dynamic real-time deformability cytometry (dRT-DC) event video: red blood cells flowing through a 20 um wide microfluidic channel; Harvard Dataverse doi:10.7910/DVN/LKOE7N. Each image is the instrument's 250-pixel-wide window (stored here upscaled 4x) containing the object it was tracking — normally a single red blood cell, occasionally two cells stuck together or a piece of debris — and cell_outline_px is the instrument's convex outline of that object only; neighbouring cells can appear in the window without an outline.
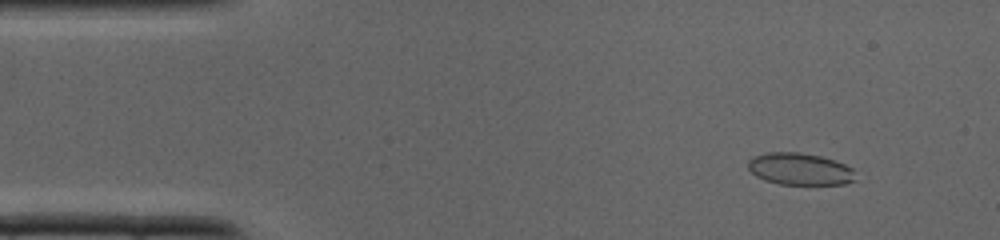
{"species": "common noctule bat (a hibernating species)", "species_latin": "Nyctalus noctula", "temperature_condition": "cold", "stored_images_in_passage": 8, "camera_frame_rate_fps": 3000, "um_per_image_px": 0.085, "animal": {"sex": "male", "body_mass_g": 19.0, "forearm_length_mm": 50.8}, "frame": {"image": 1, "passage_image": 4, "time_ms": 1.0, "image_size_px": [1000, 240], "cell_outline_px": [[856, 180], [844, 184], [780, 184], [764, 180], [756, 176], [748, 168], [748, 160], [756, 156], [768, 152], [800, 152], [820, 156], [844, 164], [852, 168]], "centroid_in_image_um": [67.98, 14.37], "position_along_channel_um": 17.0, "area_um2": 19.88}}